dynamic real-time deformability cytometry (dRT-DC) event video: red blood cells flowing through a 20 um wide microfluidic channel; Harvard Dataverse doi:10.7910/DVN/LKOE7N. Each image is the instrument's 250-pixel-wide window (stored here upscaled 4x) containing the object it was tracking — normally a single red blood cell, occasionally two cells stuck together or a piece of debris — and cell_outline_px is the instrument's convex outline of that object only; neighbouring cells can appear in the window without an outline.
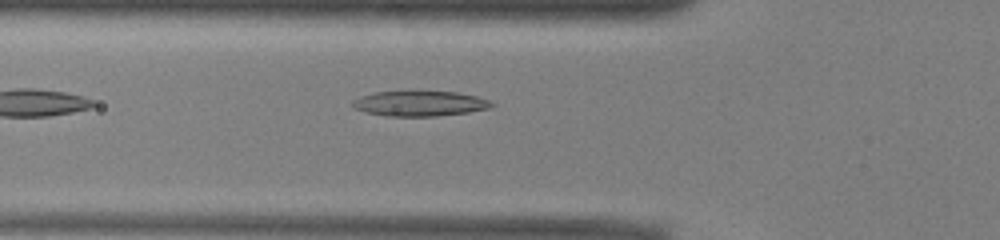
{"species": "common noctule bat (a hibernating species)", "species_latin": "Nyctalus noctula", "temperature_condition": "warm", "stored_images_in_passage": 31, "camera_frame_rate_fps": 3000, "um_per_image_px": 0.085, "animal": {"sex": "male", "body_mass_g": 13.0, "forearm_length_mm": 53.1}, "frame": {"image": 1, "passage_image": 2, "time_ms": 0.333, "image_size_px": [1000, 240], "cell_outline_px": [[496, 104], [492, 108], [468, 112], [436, 116], [388, 116], [368, 112], [356, 108], [352, 104], [352, 100], [360, 96], [376, 92], [456, 92], [476, 96], [488, 100]], "centroid_in_image_um": [35.73, 8.8], "position_along_channel_um": 90.1, "area_um2": 20.11}}
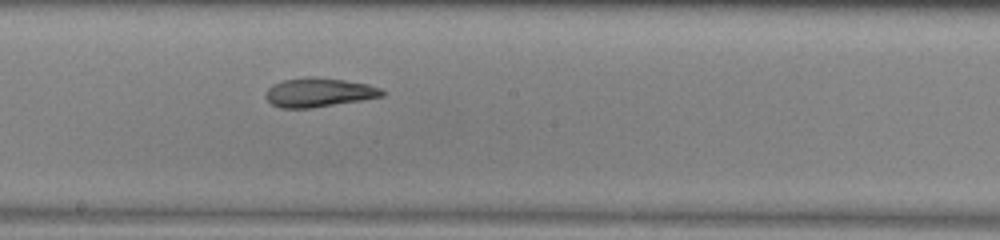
{"frame": {"image": 2, "passage_image": 12, "time_ms": 3.667, "image_size_px": [1000, 240], "cell_outline_px": [[384, 96], [312, 108], [280, 108], [272, 104], [264, 96], [268, 88], [272, 84], [284, 80], [304, 76], [316, 76], [344, 80], [368, 84], [380, 88], [384, 92]], "centroid_in_image_um": [27.07, 7.84], "position_along_channel_um": 221.1, "area_um2": 19.77}}
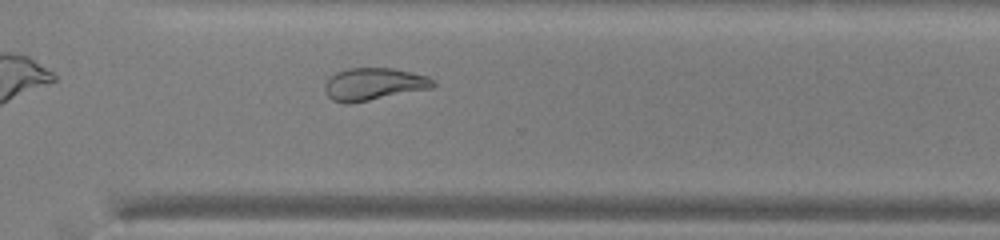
{"frame": {"image": 3, "passage_image": 21, "time_ms": 6.667, "image_size_px": [1000, 240], "cell_outline_px": [[436, 84], [432, 88], [348, 104], [344, 104], [332, 100], [324, 92], [324, 84], [336, 72], [348, 68], [392, 68], [412, 72], [428, 76]], "centroid_in_image_um": [31.74, 7.15], "position_along_channel_um": 338.9, "area_um2": 20.4}}